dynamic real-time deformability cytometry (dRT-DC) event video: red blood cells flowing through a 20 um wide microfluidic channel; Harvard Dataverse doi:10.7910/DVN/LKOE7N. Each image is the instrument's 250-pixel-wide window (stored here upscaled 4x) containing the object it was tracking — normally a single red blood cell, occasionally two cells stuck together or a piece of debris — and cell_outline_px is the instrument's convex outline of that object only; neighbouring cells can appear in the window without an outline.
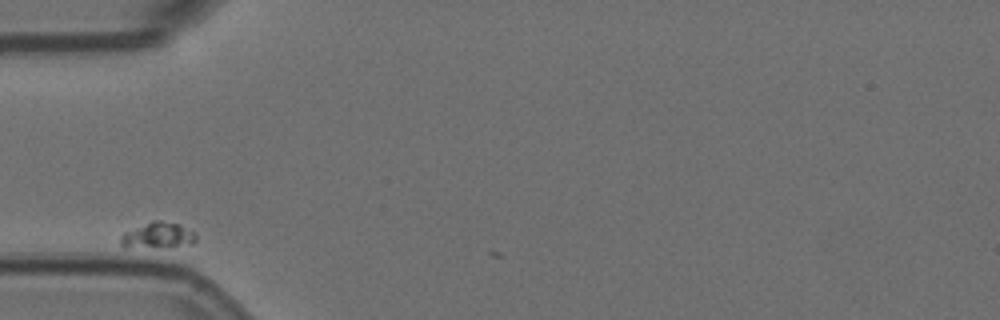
{"species": "Egyptian fruit bat (a non-hibernating species)", "species_latin": "Rousettus aegyptiacus", "temperature_condition": "room temperature", "stored_images_in_passage": 7, "camera_frame_rate_fps": 3000, "um_per_image_px": 0.085, "animal": {"sex": "female"}, "frame": {"image": 1, "passage_image": 1, "time_ms": 0.0, "image_size_px": [1000, 320], "cell_outline_px": [[196, 240], [192, 244], [124, 248], [120, 244], [120, 236], [124, 232], [152, 220], [160, 220], [180, 224], [196, 232]], "centroid_in_image_um": [13.4, 19.98], "position_along_channel_um": 71.6, "area_um2": 11.33}}
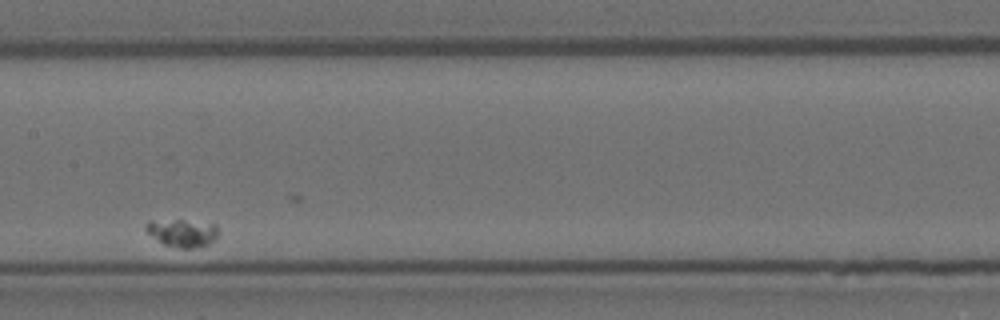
{"frame": {"image": 2, "passage_image": 5, "time_ms": 1.333, "image_size_px": [1000, 320], "cell_outline_px": [[216, 236], [208, 244], [192, 248], [180, 248], [164, 244], [148, 232], [144, 228], [144, 224], [148, 220], [184, 220], [216, 224]], "centroid_in_image_um": [15.45, 19.77], "position_along_channel_um": 192.0, "area_um2": 11.44}}
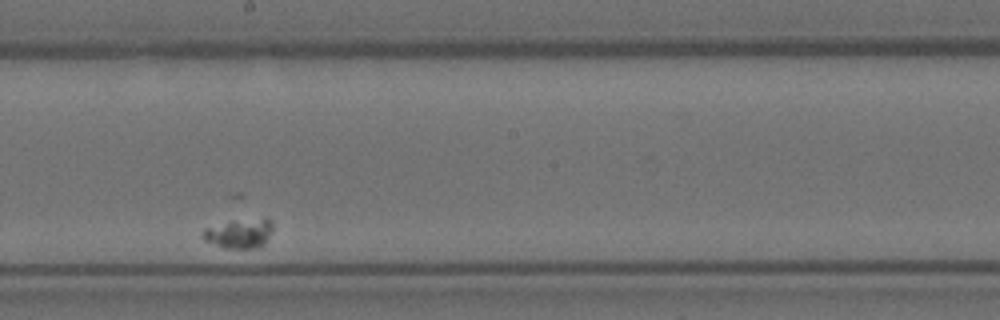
{"frame": {"image": 3, "passage_image": 6, "time_ms": 1.667, "image_size_px": [1000, 320], "cell_outline_px": [[272, 228], [264, 244], [256, 248], [228, 248], [204, 240], [200, 232], [204, 228], [232, 220], [272, 220]], "centroid_in_image_um": [20.29, 19.85], "position_along_channel_um": 227.9, "area_um2": 11.62}}